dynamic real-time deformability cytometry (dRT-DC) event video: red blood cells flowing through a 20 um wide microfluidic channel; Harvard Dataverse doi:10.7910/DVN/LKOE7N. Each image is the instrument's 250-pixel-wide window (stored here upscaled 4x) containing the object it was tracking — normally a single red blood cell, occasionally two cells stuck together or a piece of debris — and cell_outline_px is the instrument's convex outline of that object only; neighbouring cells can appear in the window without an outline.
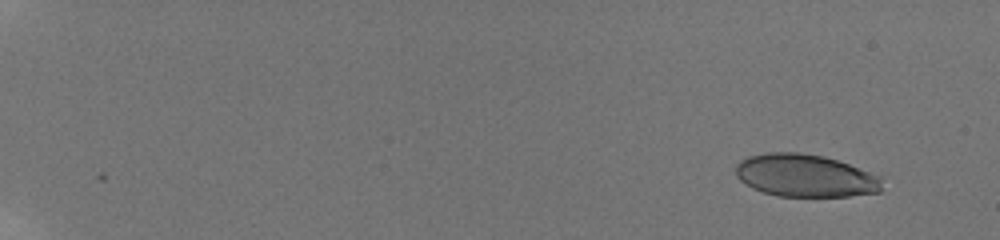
{"species": "human", "species_latin": "Homo sapiens", "temperature_condition": "room temperature", "stored_images_in_passage": 11, "camera_frame_rate_fps": 3000, "um_per_image_px": 0.085, "donor": {"sex": "male"}, "frame": {"image": 1, "passage_image": 2, "time_ms": 1.667, "image_size_px": [1000, 240], "cell_outline_px": [[880, 192], [848, 196], [776, 196], [752, 188], [740, 180], [736, 176], [736, 164], [740, 160], [748, 156], [768, 152], [800, 152], [824, 156], [848, 164], [880, 176]], "centroid_in_image_um": [68.4, 14.92], "position_along_channel_um": 16.6, "area_um2": 36.24}}